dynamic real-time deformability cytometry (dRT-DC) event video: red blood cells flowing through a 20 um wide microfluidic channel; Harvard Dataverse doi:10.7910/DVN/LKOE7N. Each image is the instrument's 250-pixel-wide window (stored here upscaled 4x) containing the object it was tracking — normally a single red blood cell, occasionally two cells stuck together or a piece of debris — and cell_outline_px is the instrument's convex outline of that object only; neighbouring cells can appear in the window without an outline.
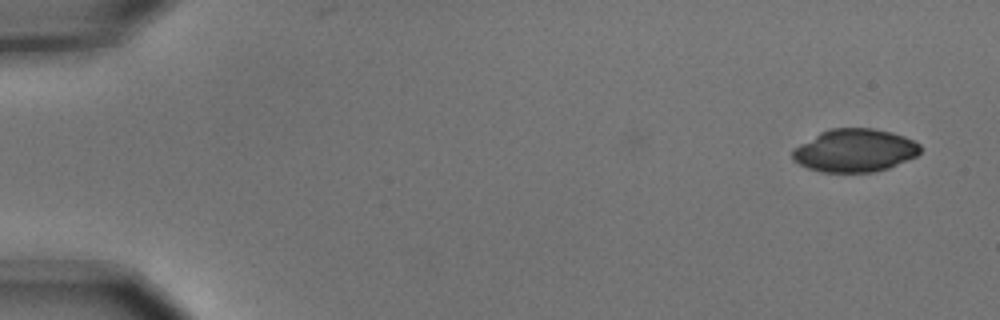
{"species": "common noctule bat (a hibernating species)", "species_latin": "Nyctalus noctula", "temperature_condition": "cold", "stored_images_in_passage": 5, "segment_of_instrument_passage": [1, 2], "camera_frame_rate_fps": 3000, "um_per_image_px": 0.085, "animal": {"sex": "male", "body_mass_g": 15.6}, "frame": {"image": 1, "passage_image": 1, "time_ms": 0.0, "image_size_px": [1000, 320], "cell_outline_px": [[920, 152], [916, 156], [888, 168], [872, 172], [820, 172], [808, 168], [792, 160], [792, 148], [820, 132], [828, 128], [872, 128], [892, 132], [904, 136], [920, 144]], "centroid_in_image_um": [72.62, 12.78], "position_along_channel_um": 12.4, "area_um2": 32.08}}